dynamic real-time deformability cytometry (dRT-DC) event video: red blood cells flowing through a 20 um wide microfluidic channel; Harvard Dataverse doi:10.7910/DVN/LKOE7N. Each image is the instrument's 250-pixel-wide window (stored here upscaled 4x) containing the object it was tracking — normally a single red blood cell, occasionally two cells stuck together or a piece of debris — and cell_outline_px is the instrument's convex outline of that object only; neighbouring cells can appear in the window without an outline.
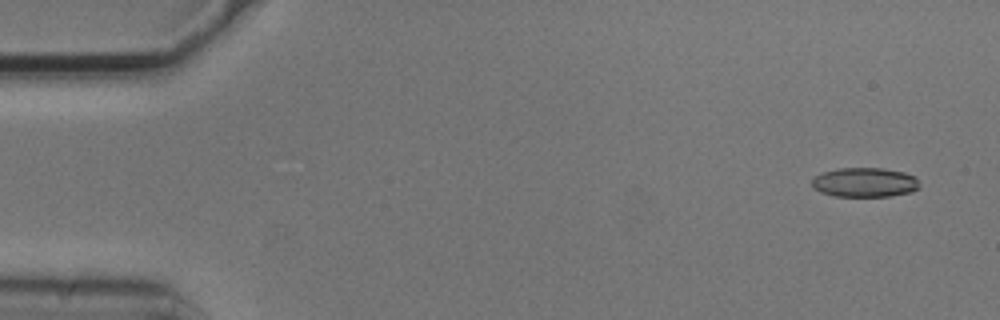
{"species": "common noctule bat (a hibernating species)", "species_latin": "Nyctalus noctula", "temperature_condition": "cold", "stored_images_in_passage": 5, "camera_frame_rate_fps": 3000, "um_per_image_px": 0.085, "animal": {"sex": "male", "body_mass_g": 20.5, "forearm_length_mm": 52.5}, "frame": {"image": 1, "passage_image": 1, "time_ms": 0.0, "image_size_px": [1000, 320], "cell_outline_px": [[920, 188], [912, 192], [892, 196], [832, 196], [820, 192], [812, 188], [812, 180], [816, 176], [824, 172], [840, 168], [884, 168], [904, 172], [916, 176], [920, 184]], "centroid_in_image_um": [73.54, 15.51], "position_along_channel_um": 11.5, "area_um2": 18.67}}
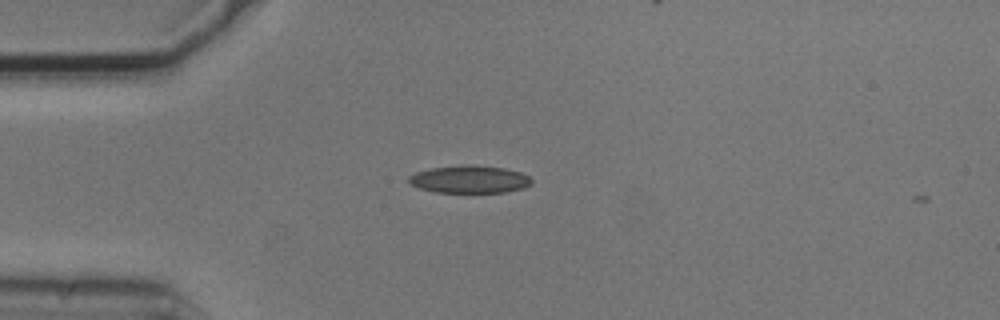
{"frame": {"image": 2, "passage_image": 4, "time_ms": 1.0, "image_size_px": [1000, 320], "cell_outline_px": [[532, 184], [524, 188], [504, 192], [436, 192], [420, 188], [408, 184], [408, 176], [416, 172], [432, 168], [460, 164], [476, 164], [504, 168], [520, 172], [528, 176], [532, 180]], "centroid_in_image_um": [39.9, 15.23], "position_along_channel_um": 45.1, "area_um2": 19.94}}